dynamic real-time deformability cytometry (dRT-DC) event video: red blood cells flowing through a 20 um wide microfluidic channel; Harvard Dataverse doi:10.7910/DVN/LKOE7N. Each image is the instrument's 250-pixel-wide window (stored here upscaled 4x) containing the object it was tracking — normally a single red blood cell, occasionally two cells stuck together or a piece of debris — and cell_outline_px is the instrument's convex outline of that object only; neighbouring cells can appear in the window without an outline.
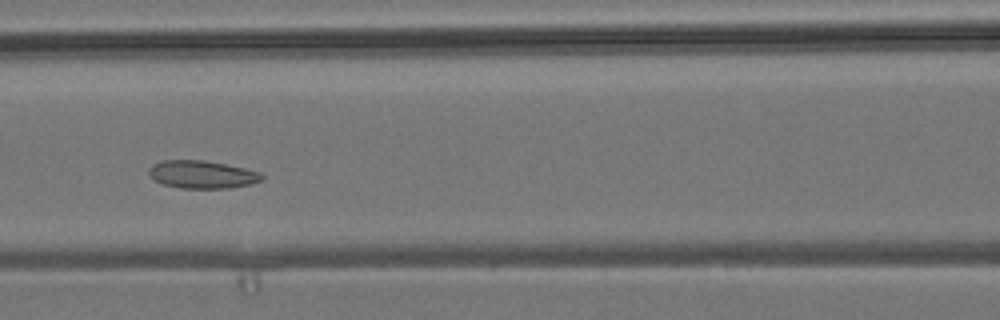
{"species": "common noctule bat (a hibernating species)", "species_latin": "Nyctalus noctula", "temperature_condition": "room temperature", "stored_images_in_passage": 8, "camera_frame_rate_fps": 3000, "um_per_image_px": 0.085, "animal": {"sex": "male", "body_mass_g": 19.2, "forearm_length_mm": 51.8}, "frame": {"image": 1, "passage_image": 5, "time_ms": 4.667, "image_size_px": [1000, 320], "cell_outline_px": [[264, 180], [252, 184], [232, 188], [180, 188], [164, 184], [156, 180], [148, 172], [148, 168], [152, 164], [164, 160], [204, 160], [244, 168], [260, 172], [264, 176]], "centroid_in_image_um": [17.22, 14.83], "position_along_channel_um": 149.4, "area_um2": 18.32}}
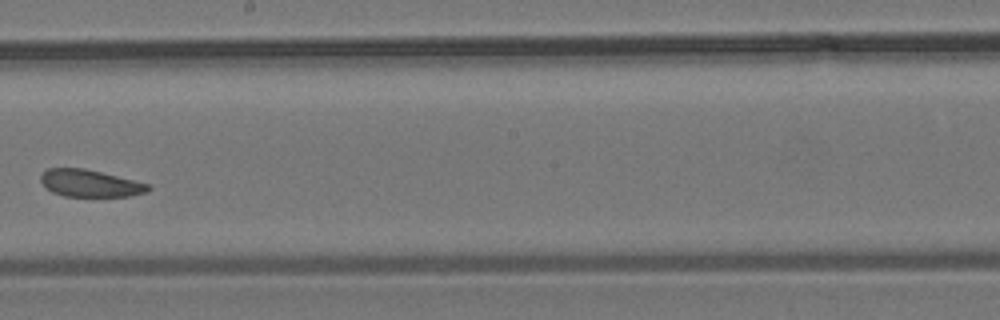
{"frame": {"image": 2, "passage_image": 7, "time_ms": 7.0, "image_size_px": [1000, 320], "cell_outline_px": [[152, 188], [144, 192], [128, 196], [64, 196], [52, 192], [40, 180], [40, 176], [48, 168], [84, 168], [152, 184]], "centroid_in_image_um": [7.68, 15.57], "position_along_channel_um": 240.5, "area_um2": 16.88}}
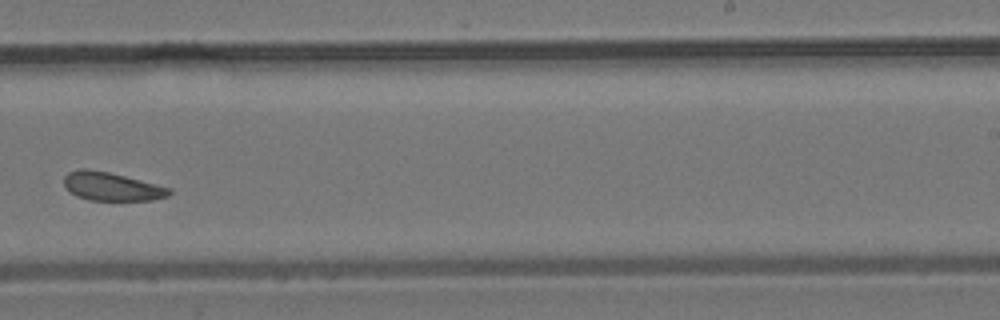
{"frame": {"image": 3, "passage_image": 8, "time_ms": 8.0, "image_size_px": [1000, 320], "cell_outline_px": [[172, 192], [168, 196], [152, 200], [88, 200], [76, 196], [64, 188], [64, 176], [68, 172], [80, 168], [88, 168], [108, 172], [172, 188]], "centroid_in_image_um": [9.45, 15.85], "position_along_channel_um": 279.5, "area_um2": 17.51}}